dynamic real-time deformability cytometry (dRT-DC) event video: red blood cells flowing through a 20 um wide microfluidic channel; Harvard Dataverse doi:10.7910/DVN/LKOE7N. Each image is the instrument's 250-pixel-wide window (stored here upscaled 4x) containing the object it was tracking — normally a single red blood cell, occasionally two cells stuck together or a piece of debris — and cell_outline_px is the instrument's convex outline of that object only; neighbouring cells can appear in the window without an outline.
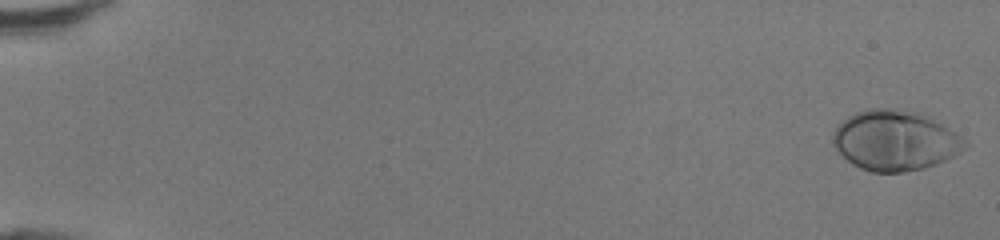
{"species": "human", "species_latin": "Homo sapiens", "temperature_condition": "room temperature", "stored_images_in_passage": 48, "camera_frame_rate_fps": 3000, "um_per_image_px": 0.085, "donor": {"sex": "female"}, "frame": {"image": 1, "passage_image": 1, "time_ms": 0.0, "image_size_px": [1000, 240], "cell_outline_px": [[968, 148], [936, 164], [924, 168], [904, 172], [872, 172], [860, 168], [852, 164], [832, 144], [832, 136], [836, 128], [848, 116], [856, 112], [868, 108], [884, 108], [924, 112], [960, 136], [968, 144]], "centroid_in_image_um": [76.09, 11.93], "position_along_channel_um": 8.9, "area_um2": 46.24}}
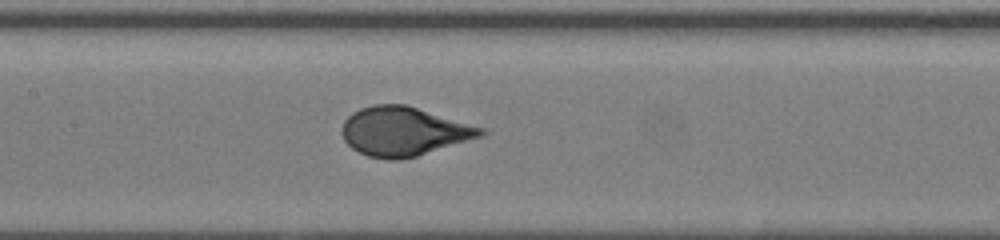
{"frame": {"image": 2, "passage_image": 25, "time_ms": 8.0, "image_size_px": [1000, 240], "cell_outline_px": [[488, 132], [484, 136], [416, 156], [400, 160], [388, 160], [368, 156], [352, 148], [344, 140], [340, 132], [344, 120], [352, 112], [360, 108], [372, 104], [404, 104], [488, 128]], "centroid_in_image_um": [34.35, 11.16], "position_along_channel_um": 173.1, "area_um2": 40.06}}
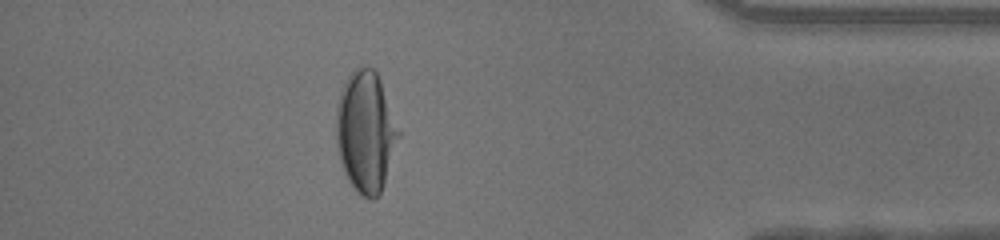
{"frame": {"image": 3, "passage_image": 43, "time_ms": 14.0, "image_size_px": [1000, 240], "cell_outline_px": [[400, 136], [384, 184], [380, 192], [372, 200], [356, 192], [348, 180], [344, 172], [340, 160], [336, 144], [336, 104], [344, 80], [356, 68], [376, 68], [400, 132]], "centroid_in_image_um": [31.07, 11.19], "position_along_channel_um": 404.1, "area_um2": 44.04}}